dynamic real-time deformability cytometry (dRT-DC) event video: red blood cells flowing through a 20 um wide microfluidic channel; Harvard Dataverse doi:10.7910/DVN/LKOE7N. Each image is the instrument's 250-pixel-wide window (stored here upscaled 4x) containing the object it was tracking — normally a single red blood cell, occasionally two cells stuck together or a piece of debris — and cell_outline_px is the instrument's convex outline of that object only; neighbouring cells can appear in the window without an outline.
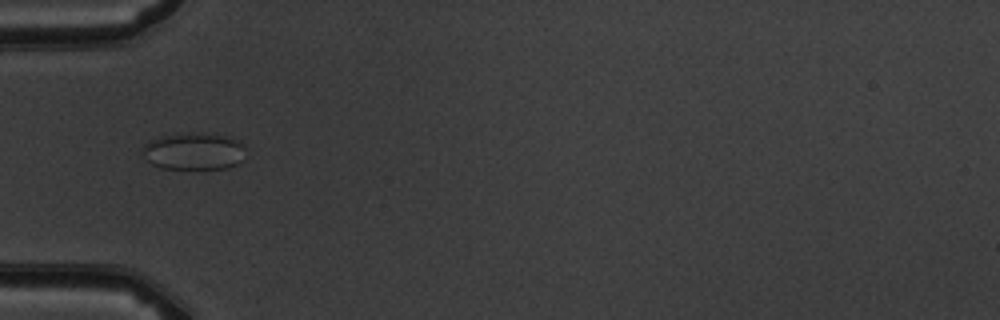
{"species": "common noctule bat (a hibernating species)", "species_latin": "Nyctalus noctula", "temperature_condition": "warm", "stored_images_in_passage": 8, "camera_frame_rate_fps": 3000, "um_per_image_px": 0.085, "animal": {"sex": "male", "body_mass_g": 19.5, "forearm_length_mm": 54.6}, "frame": {"image": 1, "passage_image": 6, "time_ms": 5.667, "image_size_px": [1000, 320], "cell_outline_px": [[248, 156], [244, 160], [228, 168], [160, 168], [152, 164], [144, 156], [144, 144], [148, 140], [160, 136], [180, 132], [200, 132], [232, 136], [240, 140]], "centroid_in_image_um": [16.54, 12.82], "position_along_channel_um": 68.5, "area_um2": 22.89}}
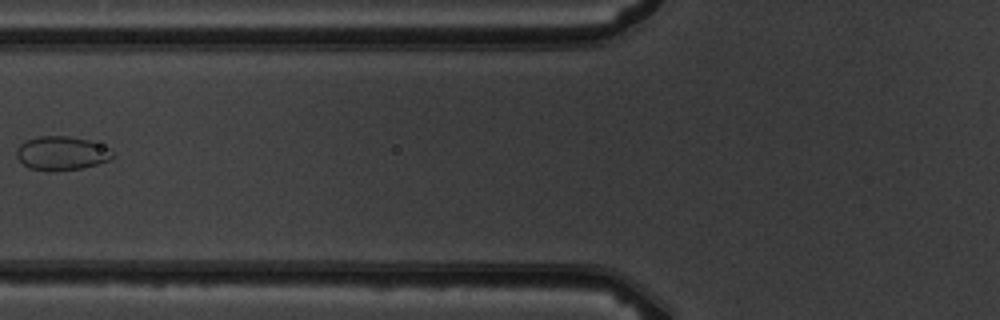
{"frame": {"image": 2, "passage_image": 7, "time_ms": 7.0, "image_size_px": [1000, 320], "cell_outline_px": [[116, 156], [108, 160], [96, 164], [80, 168], [48, 172], [28, 168], [16, 156], [16, 148], [24, 140], [40, 136], [68, 136], [88, 140], [112, 148], [116, 152]], "centroid_in_image_um": [5.25, 13.02], "position_along_channel_um": 120.6, "area_um2": 19.25}}
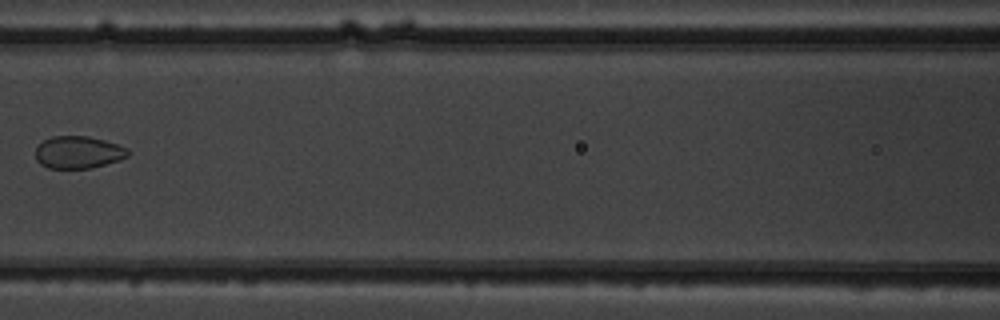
{"frame": {"image": 3, "passage_image": 8, "time_ms": 8.0, "image_size_px": [1000, 320], "cell_outline_px": [[128, 156], [120, 160], [88, 168], [48, 168], [40, 164], [36, 160], [36, 148], [44, 140], [52, 136], [88, 136], [104, 140], [128, 148]], "centroid_in_image_um": [6.64, 12.94], "position_along_channel_um": 160.0, "area_um2": 17.28}}